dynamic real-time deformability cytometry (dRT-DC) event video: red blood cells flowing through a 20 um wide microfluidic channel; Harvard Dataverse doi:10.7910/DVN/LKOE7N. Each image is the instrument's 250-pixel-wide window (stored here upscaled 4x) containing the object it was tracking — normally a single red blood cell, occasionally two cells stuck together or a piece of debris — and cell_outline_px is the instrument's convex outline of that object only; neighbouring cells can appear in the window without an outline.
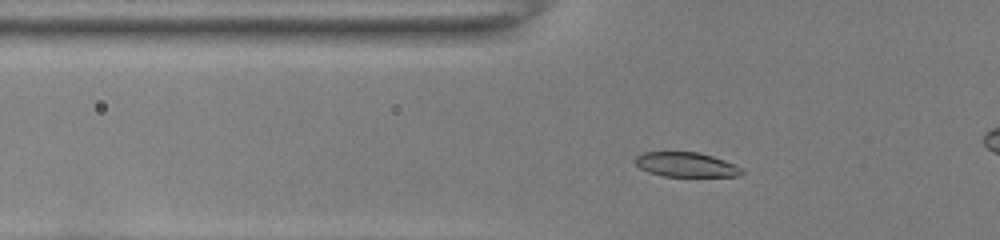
{"species": "common noctule bat (a hibernating species)", "species_latin": "Nyctalus noctula", "temperature_condition": "room temperature", "stored_images_in_passage": 38, "camera_frame_rate_fps": 3000, "um_per_image_px": 0.085, "animal": {"sex": "female", "body_mass_g": 22.0, "forearm_length_mm": 56.7}, "frame": {"image": 1, "passage_image": 4, "time_ms": 1.0, "image_size_px": [1000, 240], "cell_outline_px": [[744, 172], [740, 176], [664, 176], [648, 172], [640, 168], [636, 164], [636, 156], [644, 152], [696, 152], [712, 156], [724, 160], [744, 168]], "centroid_in_image_um": [58.35, 14.0], "position_along_channel_um": 67.5, "area_um2": 15.2}}
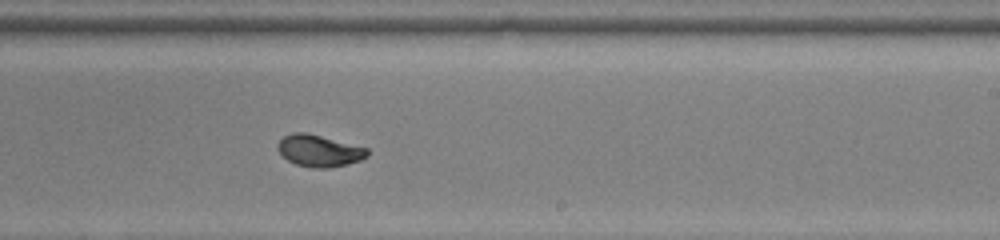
{"frame": {"image": 2, "passage_image": 19, "time_ms": 6.0, "image_size_px": [1000, 240], "cell_outline_px": [[368, 156], [360, 160], [348, 164], [328, 168], [312, 168], [296, 164], [288, 160], [276, 148], [276, 144], [284, 136], [292, 132], [304, 132], [368, 148]], "centroid_in_image_um": [27.11, 12.82], "position_along_channel_um": 261.9, "area_um2": 16.47}}
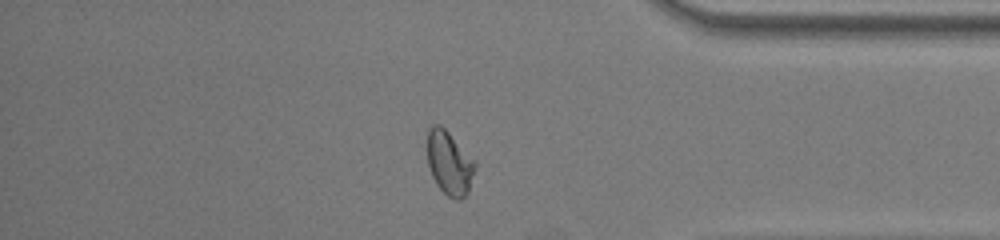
{"frame": {"image": 3, "passage_image": 30, "time_ms": 9.667, "image_size_px": [1000, 240], "cell_outline_px": [[476, 168], [468, 192], [460, 200], [456, 200], [448, 196], [436, 184], [432, 176], [428, 164], [428, 128], [432, 124], [440, 124], [476, 160]], "centroid_in_image_um": [38.22, 13.85], "position_along_channel_um": 397.0, "area_um2": 17.8}, "authors_computed_cell_mechanics": {"area_um2": 16.6464, "velocity_mm_per_s": 4.0172, "shape_relaxation_time_tau1_ms": 2.6636, "shape_relaxation_time_tau2_ms": null, "deformation_change_tau1": 0.1223, "deformation_change_tau2": null}}